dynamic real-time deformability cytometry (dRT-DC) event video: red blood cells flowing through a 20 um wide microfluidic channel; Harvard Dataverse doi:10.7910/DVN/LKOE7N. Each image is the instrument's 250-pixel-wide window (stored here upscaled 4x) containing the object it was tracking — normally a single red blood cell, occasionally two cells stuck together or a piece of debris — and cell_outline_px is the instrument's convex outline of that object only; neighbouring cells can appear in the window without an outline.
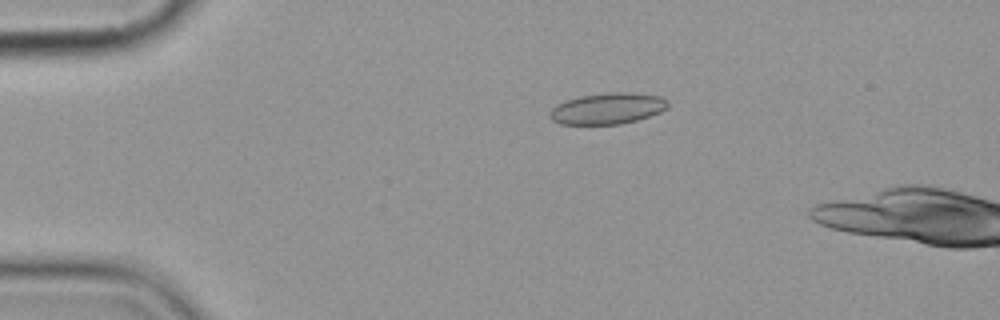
{"species": "common noctule bat (a hibernating species)", "species_latin": "Nyctalus noctula", "temperature_condition": "cold", "stored_images_in_passage": 6, "camera_frame_rate_fps": 3000, "um_per_image_px": 0.085, "animal": {"sex": "female", "body_mass_g": 19.9}, "frame": {"image": 1, "passage_image": 4, "time_ms": 3.667, "image_size_px": [1000, 320], "cell_outline_px": [[668, 108], [660, 112], [636, 120], [620, 124], [560, 124], [552, 120], [548, 116], [548, 112], [556, 104], [580, 96], [608, 92], [628, 92], [660, 96], [668, 100]], "centroid_in_image_um": [51.63, 9.22], "position_along_channel_um": 33.4, "area_um2": 21.5}}